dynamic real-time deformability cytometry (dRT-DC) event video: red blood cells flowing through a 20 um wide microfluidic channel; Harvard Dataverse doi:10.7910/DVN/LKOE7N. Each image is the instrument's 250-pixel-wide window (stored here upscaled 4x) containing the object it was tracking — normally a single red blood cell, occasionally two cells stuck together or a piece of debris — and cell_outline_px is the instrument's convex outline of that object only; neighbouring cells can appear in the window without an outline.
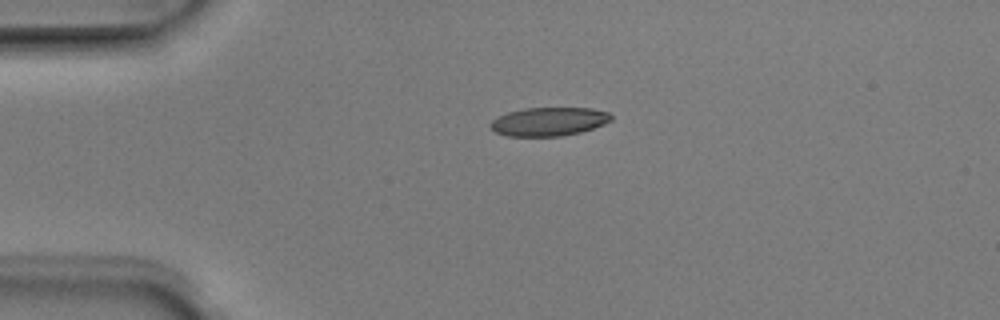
{"species": "Egyptian fruit bat (a non-hibernating species)", "species_latin": "Rousettus aegyptiacus", "temperature_condition": "room temperature", "stored_images_in_passage": 1, "camera_frame_rate_fps": 3000, "um_per_image_px": 0.085, "animal": {"sex": "male"}, "frame": {"image": 1, "passage_image": 1, "time_ms": 0.0, "image_size_px": [1000, 320], "cell_outline_px": [[612, 120], [604, 124], [580, 132], [560, 136], [508, 136], [496, 132], [488, 124], [492, 120], [508, 112], [524, 108], [592, 108], [608, 112], [612, 116]], "centroid_in_image_um": [46.66, 10.33], "position_along_channel_um": 38.3, "area_um2": 20.0}}